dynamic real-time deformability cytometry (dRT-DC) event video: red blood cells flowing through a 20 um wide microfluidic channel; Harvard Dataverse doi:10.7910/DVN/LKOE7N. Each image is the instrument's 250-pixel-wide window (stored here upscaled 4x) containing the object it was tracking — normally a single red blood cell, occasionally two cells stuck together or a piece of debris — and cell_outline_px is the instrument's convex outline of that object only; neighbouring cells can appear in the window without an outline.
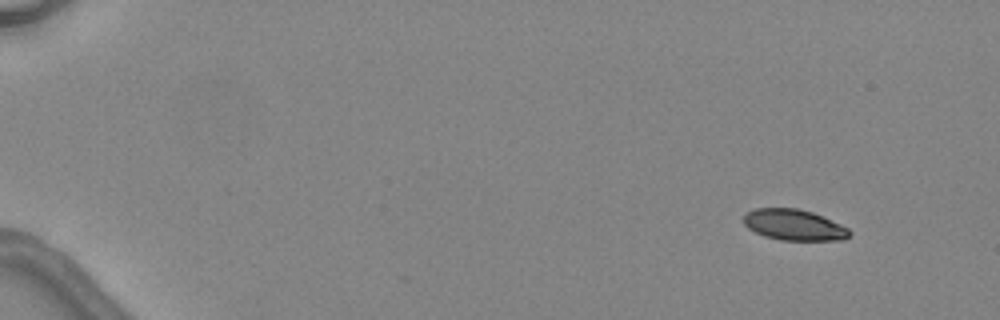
{"species": "common noctule bat (a hibernating species)", "species_latin": "Nyctalus noctula", "temperature_condition": "warm", "stored_images_in_passage": 5, "camera_frame_rate_fps": 3000, "um_per_image_px": 0.085, "animal": {"sex": "female", "body_mass_g": 24.6, "forearm_length_mm": 56.2}, "frame": {"image": 1, "passage_image": 1, "time_ms": 0.0, "image_size_px": [1000, 320], "cell_outline_px": [[852, 232], [844, 240], [780, 240], [764, 236], [748, 228], [744, 224], [744, 216], [748, 212], [756, 208], [796, 208], [812, 212], [840, 224], [848, 228]], "centroid_in_image_um": [67.49, 19.12], "position_along_channel_um": 17.5, "area_um2": 18.96}}
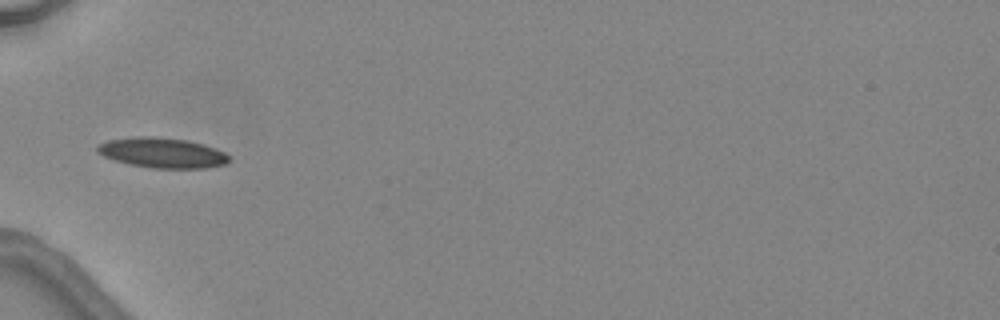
{"frame": {"image": 2, "passage_image": 5, "time_ms": 4.667, "image_size_px": [1000, 320], "cell_outline_px": [[228, 160], [224, 164], [208, 168], [152, 168], [128, 164], [104, 156], [96, 152], [96, 148], [100, 144], [108, 140], [136, 136], [152, 136], [188, 140], [204, 144], [216, 148], [224, 152], [228, 156]], "centroid_in_image_um": [13.79, 12.98], "position_along_channel_um": 71.2, "area_um2": 23.12}}